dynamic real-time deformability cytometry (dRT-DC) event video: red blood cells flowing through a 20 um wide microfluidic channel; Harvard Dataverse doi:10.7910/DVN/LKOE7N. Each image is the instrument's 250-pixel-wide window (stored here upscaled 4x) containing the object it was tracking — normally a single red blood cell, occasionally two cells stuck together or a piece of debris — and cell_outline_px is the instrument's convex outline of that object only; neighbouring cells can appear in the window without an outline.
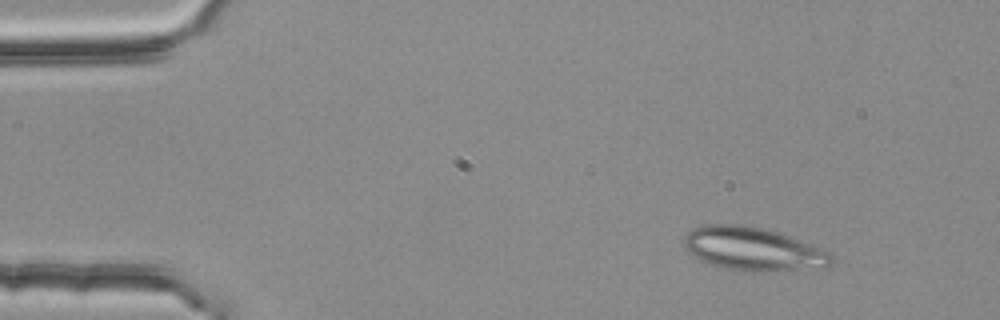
{"species": "common noctule bat (a hibernating species)", "species_latin": "Nyctalus noctula", "temperature_condition": "room temperature", "stored_images_in_passage": 4, "camera_frame_rate_fps": 3000, "um_per_image_px": 0.085, "animal": {"sex": "female", "body_mass_g": 25.1}, "frame": {"image": 1, "passage_image": 1, "time_ms": 0.0, "image_size_px": [1000, 320], "cell_outline_px": [[832, 264], [828, 268], [764, 272], [724, 268], [712, 264], [696, 256], [684, 248], [684, 236], [688, 232], [696, 228], [708, 224], [748, 224], [764, 228], [812, 244], [832, 252]], "centroid_in_image_um": [64.1, 21.16], "position_along_channel_um": 20.9, "area_um2": 37.34}}